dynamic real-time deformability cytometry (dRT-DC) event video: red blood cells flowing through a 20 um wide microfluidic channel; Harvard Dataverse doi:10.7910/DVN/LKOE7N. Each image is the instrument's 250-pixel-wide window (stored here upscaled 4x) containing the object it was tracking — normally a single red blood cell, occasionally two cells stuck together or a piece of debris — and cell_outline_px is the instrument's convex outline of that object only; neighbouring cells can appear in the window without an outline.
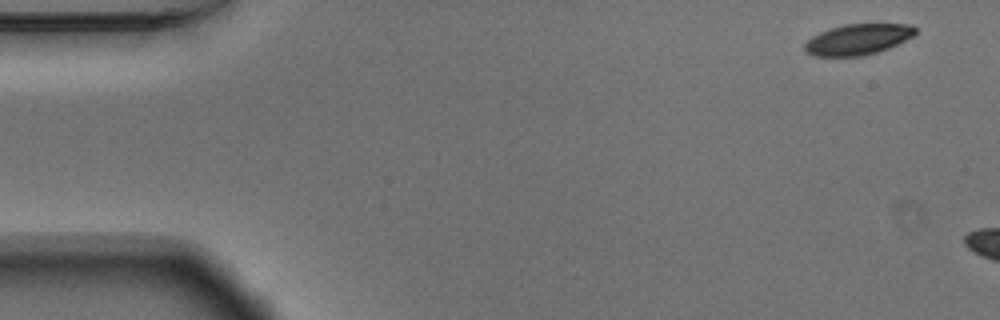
{"species": "Egyptian fruit bat (a non-hibernating species)", "species_latin": "Rousettus aegyptiacus", "temperature_condition": "warm", "stored_images_in_passage": 6, "camera_frame_rate_fps": 3000, "um_per_image_px": 0.085, "animal": {"sex": "male"}, "frame": {"image": 1, "passage_image": 1, "time_ms": 0.0, "image_size_px": [1000, 320], "cell_outline_px": [[916, 32], [912, 36], [888, 48], [876, 52], [860, 56], [812, 56], [804, 52], [804, 44], [812, 36], [820, 32], [844, 24], [912, 24], [916, 28]], "centroid_in_image_um": [72.88, 3.35], "position_along_channel_um": 12.1, "area_um2": 19.71}}